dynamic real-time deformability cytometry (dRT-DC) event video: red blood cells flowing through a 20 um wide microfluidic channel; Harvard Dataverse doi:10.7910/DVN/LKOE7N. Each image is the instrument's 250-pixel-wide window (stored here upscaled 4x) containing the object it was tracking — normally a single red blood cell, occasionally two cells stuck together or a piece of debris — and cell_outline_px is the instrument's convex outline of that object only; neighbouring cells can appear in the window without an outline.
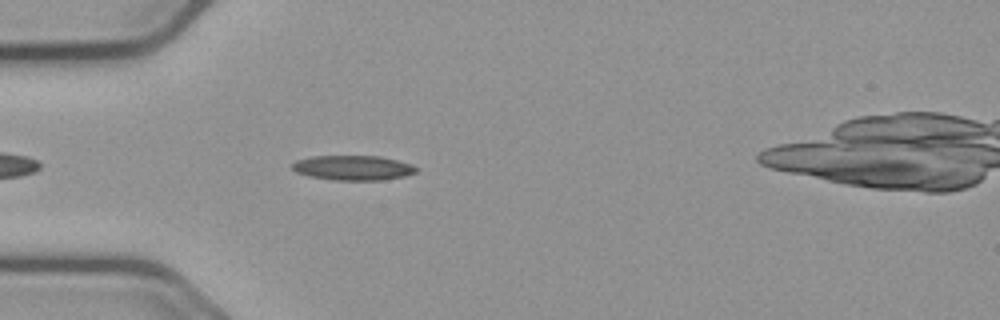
{"species": "common noctule bat (a hibernating species)", "species_latin": "Nyctalus noctula", "temperature_condition": "cold", "stored_images_in_passage": 39, "camera_frame_rate_fps": 3000, "um_per_image_px": 0.085, "animal": {"sex": "male", "body_mass_g": 23.1, "forearm_length_mm": 52.7}, "frame": {"image": 1, "passage_image": 5, "time_ms": 1.333, "image_size_px": [1000, 320], "cell_outline_px": [[416, 172], [404, 176], [380, 180], [332, 180], [308, 176], [296, 172], [292, 168], [292, 164], [296, 160], [312, 156], [380, 156], [412, 164], [416, 168]], "centroid_in_image_um": [29.97, 14.26], "position_along_channel_um": 55.0, "area_um2": 17.86}}
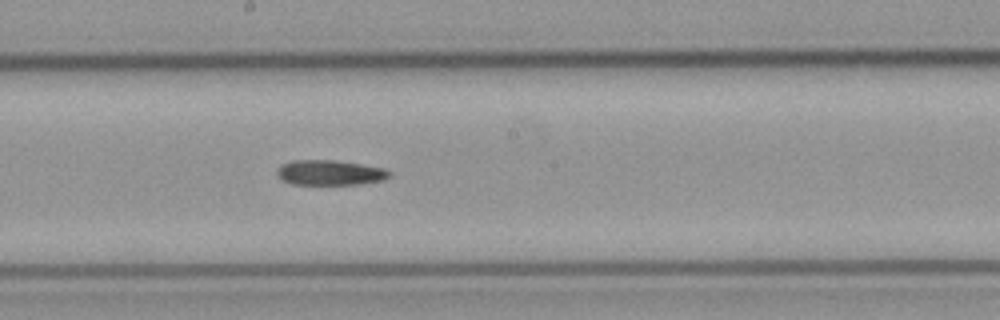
{"frame": {"image": 2, "passage_image": 19, "time_ms": 6.0, "image_size_px": [1000, 320], "cell_outline_px": [[392, 172], [384, 180], [356, 184], [292, 184], [284, 180], [276, 172], [284, 164], [292, 160], [332, 160], [360, 164], [384, 168]], "centroid_in_image_um": [28.08, 14.67], "position_along_channel_um": 220.1, "area_um2": 16.07}}
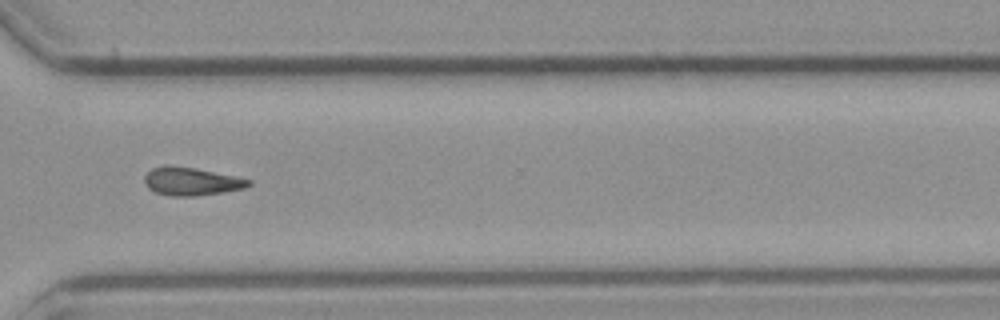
{"frame": {"image": 3, "passage_image": 30, "time_ms": 9.667, "image_size_px": [1000, 320], "cell_outline_px": [[252, 184], [244, 188], [196, 196], [172, 196], [156, 192], [148, 188], [144, 180], [144, 176], [152, 168], [164, 164], [196, 168], [236, 176], [252, 180]], "centroid_in_image_um": [16.25, 15.4], "position_along_channel_um": 354.3, "area_um2": 17.05}, "authors_computed_cell_mechanics": {"area_um2": 16.7042, "velocity_mm_per_s": 3.6654, "shape_relaxation_time_tau1_ms": 9.4146, "shape_relaxation_time_tau2_ms": null, "deformation_change_tau1": 0.1973, "deformation_change_tau2": null}}